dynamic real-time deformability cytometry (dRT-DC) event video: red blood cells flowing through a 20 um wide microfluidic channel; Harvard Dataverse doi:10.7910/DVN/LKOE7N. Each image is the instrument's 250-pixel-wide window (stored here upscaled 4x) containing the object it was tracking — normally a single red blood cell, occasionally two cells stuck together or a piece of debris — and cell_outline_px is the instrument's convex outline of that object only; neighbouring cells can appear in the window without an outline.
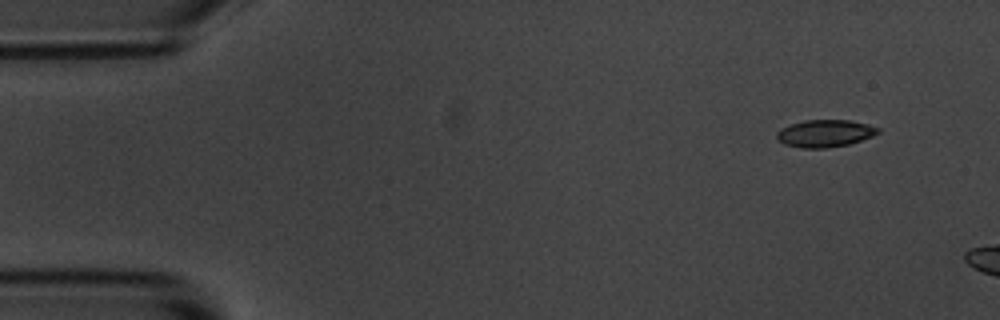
{"species": "common noctule bat (a hibernating species)", "species_latin": "Nyctalus noctula", "temperature_condition": "room temperature", "stored_images_in_passage": 3, "camera_frame_rate_fps": 3000, "um_per_image_px": 0.085, "animal": {"sex": "male", "body_mass_g": 20.1, "forearm_length_mm": 53.5}, "frame": {"image": 1, "passage_image": 1, "time_ms": 0.0, "image_size_px": [1000, 320], "cell_outline_px": [[880, 132], [872, 136], [848, 144], [824, 148], [800, 148], [784, 144], [776, 136], [776, 132], [780, 128], [804, 120], [848, 120], [868, 124], [880, 128]], "centroid_in_image_um": [70.11, 11.33], "position_along_channel_um": 14.9, "area_um2": 16.01}}